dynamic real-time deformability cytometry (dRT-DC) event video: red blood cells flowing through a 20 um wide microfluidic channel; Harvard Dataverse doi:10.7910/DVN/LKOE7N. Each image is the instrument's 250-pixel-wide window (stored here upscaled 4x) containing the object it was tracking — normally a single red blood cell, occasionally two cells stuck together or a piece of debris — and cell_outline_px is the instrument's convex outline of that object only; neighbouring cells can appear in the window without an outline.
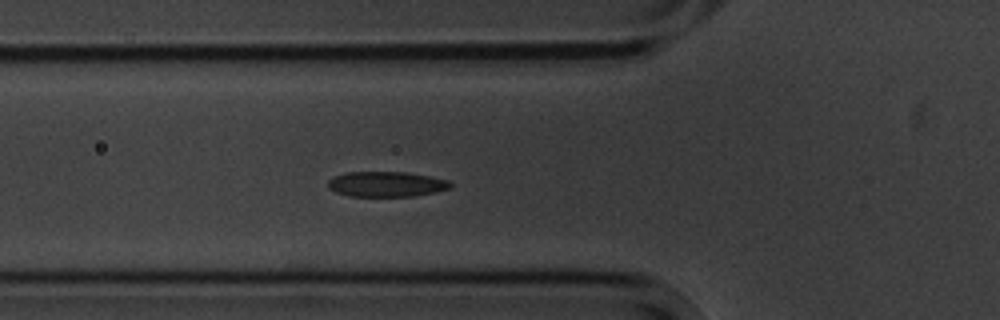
{"species": "common noctule bat (a hibernating species)", "species_latin": "Nyctalus noctula", "temperature_condition": "cold", "stored_images_in_passage": 4, "camera_frame_rate_fps": 3000, "um_per_image_px": 0.085, "animal": {"sex": "male", "body_mass_g": 20.1, "forearm_length_mm": 53.5}, "frame": {"image": 1, "passage_image": 4, "time_ms": 4.333, "image_size_px": [1000, 320], "cell_outline_px": [[452, 188], [436, 192], [416, 196], [348, 196], [336, 192], [328, 188], [328, 180], [332, 176], [344, 172], [408, 172], [448, 180], [452, 184]], "centroid_in_image_um": [32.82, 15.65], "position_along_channel_um": 93.0, "area_um2": 18.21}}